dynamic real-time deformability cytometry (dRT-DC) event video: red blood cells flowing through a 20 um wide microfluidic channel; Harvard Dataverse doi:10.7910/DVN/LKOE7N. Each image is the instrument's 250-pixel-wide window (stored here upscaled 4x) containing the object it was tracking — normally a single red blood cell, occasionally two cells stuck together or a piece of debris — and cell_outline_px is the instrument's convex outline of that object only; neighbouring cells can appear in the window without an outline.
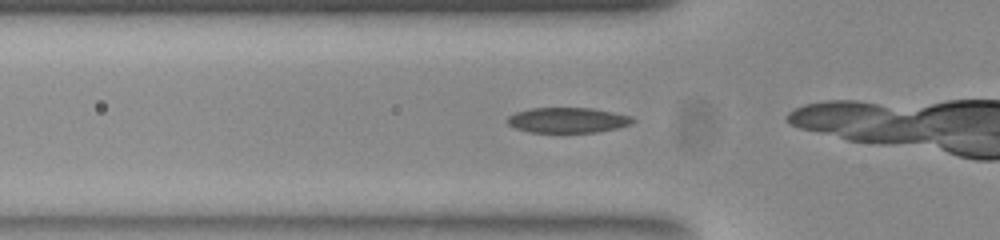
{"species": "common noctule bat (a hibernating species)", "species_latin": "Nyctalus noctula", "temperature_condition": "room temperature", "stored_images_in_passage": 17, "camera_frame_rate_fps": 3000, "um_per_image_px": 0.085, "animal": {"sex": "female", "body_mass_g": 23.0, "forearm_length_mm": 53.4}, "frame": {"image": 1, "passage_image": 10, "time_ms": 3.0, "image_size_px": [1000, 240], "cell_outline_px": [[636, 120], [632, 124], [616, 128], [596, 132], [532, 132], [516, 128], [508, 124], [508, 116], [516, 112], [532, 108], [592, 108], [632, 116]], "centroid_in_image_um": [48.29, 10.21], "position_along_channel_um": 77.5, "area_um2": 18.32}}